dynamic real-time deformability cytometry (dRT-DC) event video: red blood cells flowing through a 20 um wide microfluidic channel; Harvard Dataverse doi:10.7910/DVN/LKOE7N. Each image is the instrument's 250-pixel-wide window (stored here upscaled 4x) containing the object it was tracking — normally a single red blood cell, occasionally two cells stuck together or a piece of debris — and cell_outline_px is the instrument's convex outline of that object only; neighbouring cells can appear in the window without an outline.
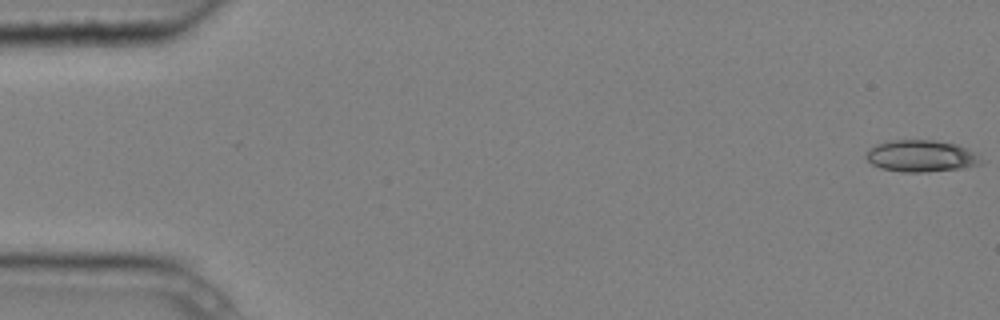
{"species": "common noctule bat (a hibernating species)", "species_latin": "Nyctalus noctula", "temperature_condition": "cold", "stored_images_in_passage": 6, "camera_frame_rate_fps": 3000, "um_per_image_px": 0.085, "animal": {"sex": "male", "body_mass_g": 20.4}, "frame": {"image": 1, "passage_image": 1, "time_ms": 0.0, "image_size_px": [1000, 320], "cell_outline_px": [[984, 164], [964, 168], [924, 172], [904, 172], [880, 168], [872, 164], [864, 156], [876, 144], [892, 140], [932, 140], [956, 144], [968, 148]], "centroid_in_image_um": [78.3, 13.27], "position_along_channel_um": 6.7, "area_um2": 21.1}}
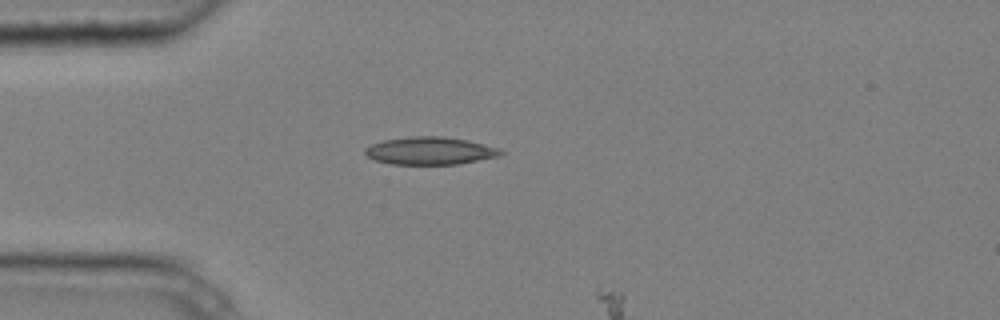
{"frame": {"image": 2, "passage_image": 5, "time_ms": 1.333, "image_size_px": [1000, 320], "cell_outline_px": [[504, 152], [500, 156], [460, 164], [392, 164], [376, 160], [368, 156], [364, 152], [364, 148], [372, 144], [384, 140], [412, 136], [444, 136], [468, 140], [500, 148]], "centroid_in_image_um": [36.59, 12.81], "position_along_channel_um": 48.4, "area_um2": 21.91}}